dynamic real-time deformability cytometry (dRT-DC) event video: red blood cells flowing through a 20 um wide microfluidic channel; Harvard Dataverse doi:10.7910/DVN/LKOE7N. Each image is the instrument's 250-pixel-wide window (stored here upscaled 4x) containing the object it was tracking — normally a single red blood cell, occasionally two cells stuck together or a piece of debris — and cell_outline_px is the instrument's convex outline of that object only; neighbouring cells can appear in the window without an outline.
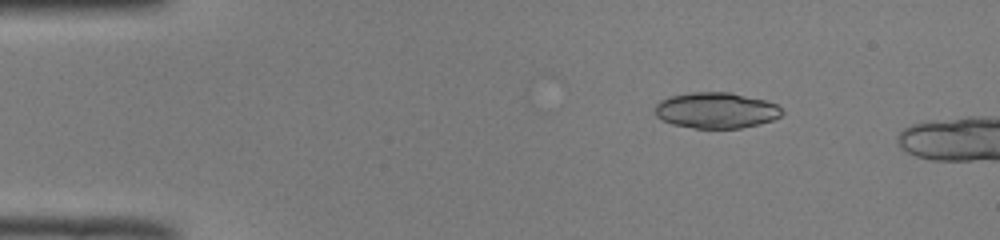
{"species": "common noctule bat (a hibernating species)", "species_latin": "Nyctalus noctula", "temperature_condition": "room temperature", "stored_images_in_passage": 13, "camera_frame_rate_fps": 3000, "um_per_image_px": 0.085, "animal": {"sex": "male", "body_mass_g": 19.0, "forearm_length_mm": 50.8}, "frame": {"image": 1, "passage_image": 8, "time_ms": 2.333, "image_size_px": [1000, 240], "cell_outline_px": [[784, 112], [780, 116], [772, 120], [760, 124], [740, 128], [692, 128], [672, 124], [660, 120], [656, 116], [656, 104], [660, 100], [668, 96], [688, 92], [732, 92], [764, 100], [776, 104]], "centroid_in_image_um": [60.84, 9.37], "position_along_channel_um": 24.2, "area_um2": 26.76}}